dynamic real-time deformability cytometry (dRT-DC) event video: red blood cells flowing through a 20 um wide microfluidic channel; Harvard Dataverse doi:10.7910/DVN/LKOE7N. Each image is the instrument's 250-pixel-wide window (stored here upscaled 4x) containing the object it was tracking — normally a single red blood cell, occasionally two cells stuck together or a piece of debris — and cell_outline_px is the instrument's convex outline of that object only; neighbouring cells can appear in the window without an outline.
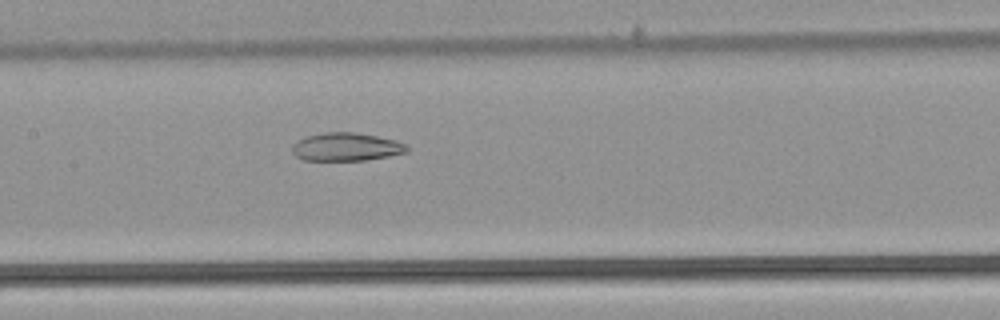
{"species": "common noctule bat (a hibernating species)", "species_latin": "Nyctalus noctula", "temperature_condition": "warm", "stored_images_in_passage": 53, "camera_frame_rate_fps": 3000, "um_per_image_px": 0.085, "animal": {"sex": "male", "body_mass_g": 21.5, "forearm_length_mm": 52.0}, "frame": {"image": 1, "passage_image": 26, "time_ms": 8.333, "image_size_px": [1000, 320], "cell_outline_px": [[408, 152], [388, 156], [364, 160], [304, 160], [296, 156], [292, 152], [292, 144], [296, 140], [304, 136], [324, 132], [356, 132], [396, 140], [408, 144]], "centroid_in_image_um": [29.41, 12.47], "position_along_channel_um": 178.0, "area_um2": 19.02}}
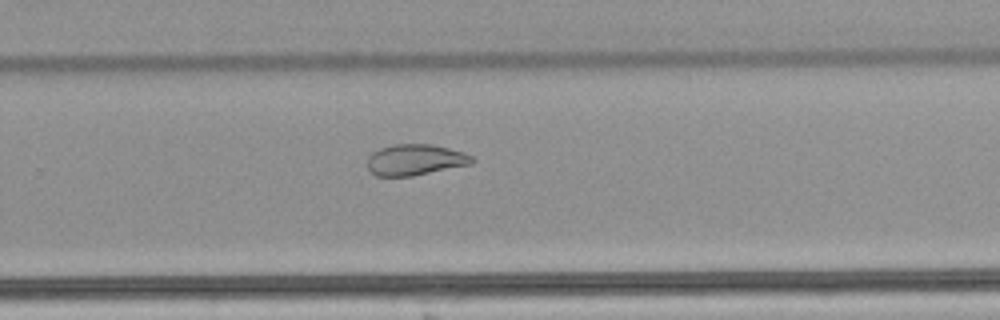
{"frame": {"image": 2, "passage_image": 35, "time_ms": 11.333, "image_size_px": [1000, 320], "cell_outline_px": [[476, 160], [472, 164], [412, 176], [376, 176], [368, 168], [368, 156], [372, 152], [380, 148], [392, 144], [432, 144], [464, 152], [472, 156]], "centroid_in_image_um": [35.31, 13.58], "position_along_channel_um": 294.5, "area_um2": 19.02}}
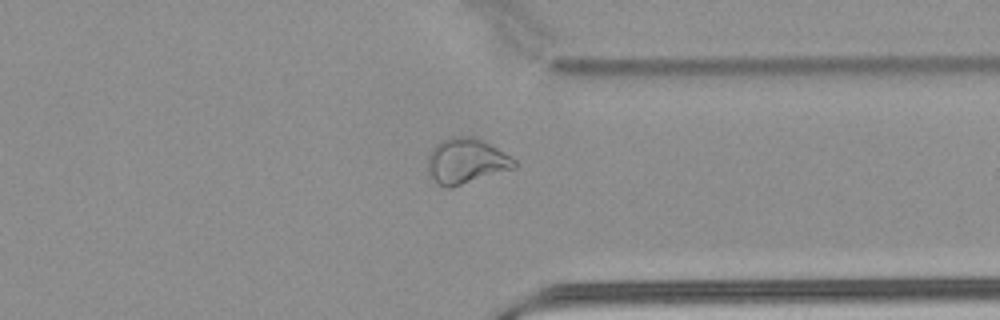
{"frame": {"image": 3, "passage_image": 41, "time_ms": 13.333, "image_size_px": [1000, 320], "cell_outline_px": [[516, 168], [452, 188], [448, 188], [436, 184], [428, 172], [428, 152], [440, 140], [452, 136], [468, 136], [480, 140], [496, 148], [516, 160]], "centroid_in_image_um": [39.58, 13.71], "position_along_channel_um": 371.8, "area_um2": 22.95}, "authors_computed_cell_mechanics": {"area_um2": 25.2008, "velocity_mm_per_s": 3.9064, "shape_relaxation_time_tau1_ms": null, "shape_relaxation_time_tau2_ms": 3.0156, "deformation_change_tau1": null, "deformation_change_tau2": 0.097}}